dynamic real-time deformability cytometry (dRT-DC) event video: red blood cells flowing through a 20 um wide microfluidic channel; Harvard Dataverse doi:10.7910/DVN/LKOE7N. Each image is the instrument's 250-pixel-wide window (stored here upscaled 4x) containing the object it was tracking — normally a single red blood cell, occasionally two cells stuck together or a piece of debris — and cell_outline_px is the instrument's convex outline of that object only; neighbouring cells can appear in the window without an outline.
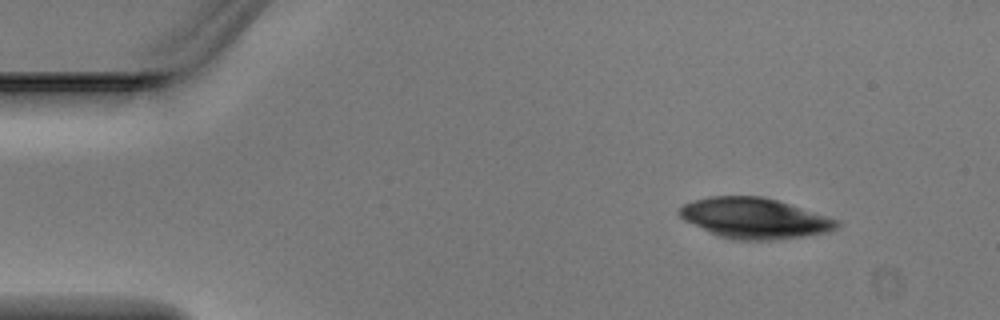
{"species": "Egyptian fruit bat (a non-hibernating species)", "species_latin": "Rousettus aegyptiacus", "temperature_condition": "warm", "stored_images_in_passage": 4, "segment_of_instrument_passage": [1, 2], "camera_frame_rate_fps": 3000, "um_per_image_px": 0.085, "animal": {"sex": "male"}, "frame": {"image": 1, "passage_image": 1, "time_ms": 0.0, "image_size_px": [1000, 320], "cell_outline_px": [[840, 224], [836, 228], [828, 232], [804, 236], [772, 240], [732, 240], [708, 232], [684, 220], [676, 212], [684, 204], [696, 200], [712, 196], [760, 196], [776, 200], [840, 220]], "centroid_in_image_um": [64.12, 18.56], "position_along_channel_um": 20.9, "area_um2": 36.99}}